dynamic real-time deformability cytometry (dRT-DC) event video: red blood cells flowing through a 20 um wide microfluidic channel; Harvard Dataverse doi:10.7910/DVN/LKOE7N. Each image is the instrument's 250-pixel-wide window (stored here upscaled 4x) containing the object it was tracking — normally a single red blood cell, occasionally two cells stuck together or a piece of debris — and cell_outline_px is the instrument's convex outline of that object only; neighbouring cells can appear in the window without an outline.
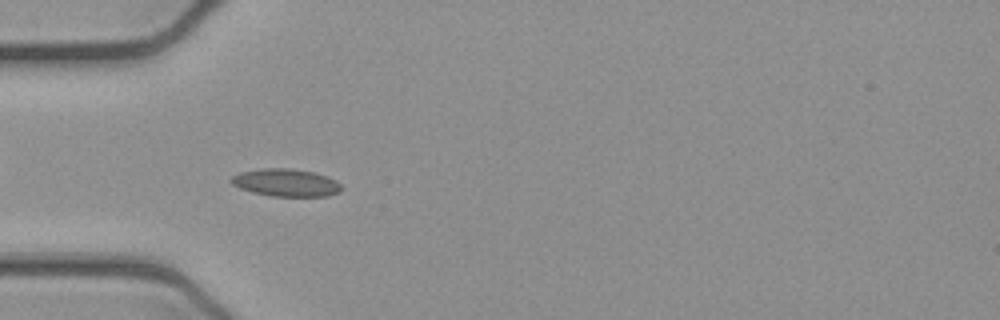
{"species": "common noctule bat (a hibernating species)", "species_latin": "Nyctalus noctula", "temperature_condition": "cold", "stored_images_in_passage": 52, "camera_frame_rate_fps": 3000, "um_per_image_px": 0.085, "animal": {"sex": "female", "body_mass_g": 21.9}, "frame": {"image": 1, "passage_image": 16, "time_ms": 5.0, "image_size_px": [1000, 320], "cell_outline_px": [[344, 188], [340, 192], [328, 196], [272, 196], [252, 192], [240, 188], [232, 184], [228, 180], [232, 176], [240, 172], [264, 168], [292, 168], [312, 172], [336, 180]], "centroid_in_image_um": [24.3, 15.53], "position_along_channel_um": 60.7, "area_um2": 17.74}}
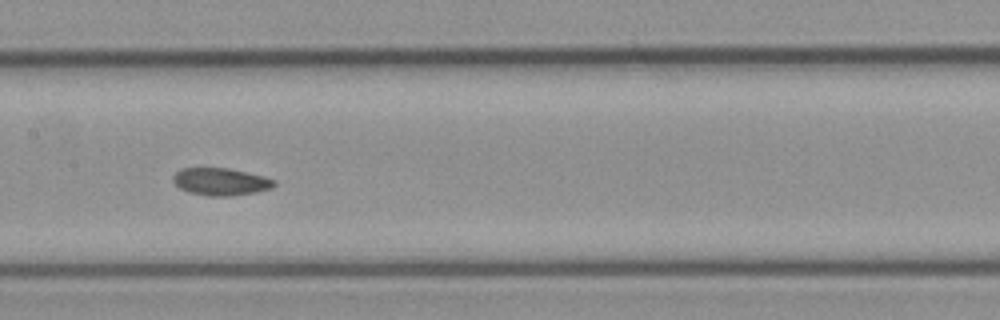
{"frame": {"image": 2, "passage_image": 26, "time_ms": 8.333, "image_size_px": [1000, 320], "cell_outline_px": [[276, 184], [272, 188], [256, 192], [232, 196], [208, 196], [188, 192], [180, 188], [172, 180], [172, 176], [180, 168], [228, 168], [264, 176], [276, 180]], "centroid_in_image_um": [18.76, 15.44], "position_along_channel_um": 188.6, "area_um2": 16.24}}
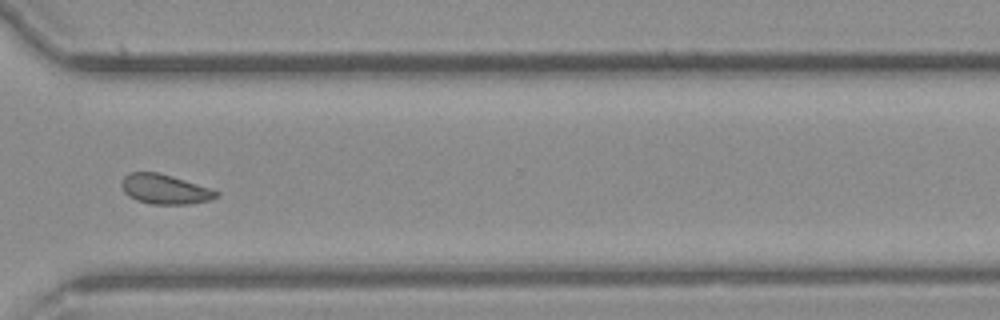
{"frame": {"image": 3, "passage_image": 39, "time_ms": 12.667, "image_size_px": [1000, 320], "cell_outline_px": [[220, 196], [212, 200], [188, 204], [152, 204], [136, 200], [128, 196], [124, 192], [120, 184], [120, 180], [124, 176], [132, 172], [156, 172], [172, 176], [220, 192]], "centroid_in_image_um": [13.99, 16.09], "position_along_channel_um": 356.6, "area_um2": 16.42}, "authors_computed_cell_mechanics": {"area_um2": 16.5886, "velocity_mm_per_s": 3.8786, "shape_relaxation_time_tau1_ms": null, "shape_relaxation_time_tau2_ms": 6.026, "deformation_change_tau1": null, "deformation_change_tau2": 0.0895}}